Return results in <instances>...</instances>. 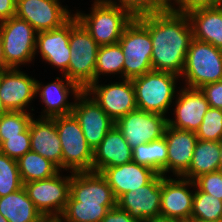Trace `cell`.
Listing matches in <instances>:
<instances>
[{
	"mask_svg": "<svg viewBox=\"0 0 222 222\" xmlns=\"http://www.w3.org/2000/svg\"><path fill=\"white\" fill-rule=\"evenodd\" d=\"M137 18L148 28L152 41V68L181 76L193 30L187 14L164 9Z\"/></svg>",
	"mask_w": 222,
	"mask_h": 222,
	"instance_id": "obj_1",
	"label": "cell"
},
{
	"mask_svg": "<svg viewBox=\"0 0 222 222\" xmlns=\"http://www.w3.org/2000/svg\"><path fill=\"white\" fill-rule=\"evenodd\" d=\"M88 14L76 10L74 16L99 46L117 44L134 16L125 8L93 0Z\"/></svg>",
	"mask_w": 222,
	"mask_h": 222,
	"instance_id": "obj_2",
	"label": "cell"
},
{
	"mask_svg": "<svg viewBox=\"0 0 222 222\" xmlns=\"http://www.w3.org/2000/svg\"><path fill=\"white\" fill-rule=\"evenodd\" d=\"M178 78L172 73L151 70L131 79L137 109L167 116L180 88L176 85L181 80Z\"/></svg>",
	"mask_w": 222,
	"mask_h": 222,
	"instance_id": "obj_3",
	"label": "cell"
},
{
	"mask_svg": "<svg viewBox=\"0 0 222 222\" xmlns=\"http://www.w3.org/2000/svg\"><path fill=\"white\" fill-rule=\"evenodd\" d=\"M70 60L64 74L85 90L94 82V72L99 45L73 15L70 18Z\"/></svg>",
	"mask_w": 222,
	"mask_h": 222,
	"instance_id": "obj_4",
	"label": "cell"
},
{
	"mask_svg": "<svg viewBox=\"0 0 222 222\" xmlns=\"http://www.w3.org/2000/svg\"><path fill=\"white\" fill-rule=\"evenodd\" d=\"M180 79L183 86L196 89L222 80V50L193 38Z\"/></svg>",
	"mask_w": 222,
	"mask_h": 222,
	"instance_id": "obj_5",
	"label": "cell"
},
{
	"mask_svg": "<svg viewBox=\"0 0 222 222\" xmlns=\"http://www.w3.org/2000/svg\"><path fill=\"white\" fill-rule=\"evenodd\" d=\"M62 147V169L68 172H91L93 150L86 142L78 120L71 113L55 117ZM70 170V171H69Z\"/></svg>",
	"mask_w": 222,
	"mask_h": 222,
	"instance_id": "obj_6",
	"label": "cell"
},
{
	"mask_svg": "<svg viewBox=\"0 0 222 222\" xmlns=\"http://www.w3.org/2000/svg\"><path fill=\"white\" fill-rule=\"evenodd\" d=\"M118 44L125 58L123 79H133L153 70L151 36L137 17L125 27Z\"/></svg>",
	"mask_w": 222,
	"mask_h": 222,
	"instance_id": "obj_7",
	"label": "cell"
},
{
	"mask_svg": "<svg viewBox=\"0 0 222 222\" xmlns=\"http://www.w3.org/2000/svg\"><path fill=\"white\" fill-rule=\"evenodd\" d=\"M36 34L34 28L16 16L0 22L3 54L9 68H20L35 60Z\"/></svg>",
	"mask_w": 222,
	"mask_h": 222,
	"instance_id": "obj_8",
	"label": "cell"
},
{
	"mask_svg": "<svg viewBox=\"0 0 222 222\" xmlns=\"http://www.w3.org/2000/svg\"><path fill=\"white\" fill-rule=\"evenodd\" d=\"M62 174L60 170L50 178L23 184L28 197L44 218L60 217L65 210L70 195L71 174Z\"/></svg>",
	"mask_w": 222,
	"mask_h": 222,
	"instance_id": "obj_9",
	"label": "cell"
},
{
	"mask_svg": "<svg viewBox=\"0 0 222 222\" xmlns=\"http://www.w3.org/2000/svg\"><path fill=\"white\" fill-rule=\"evenodd\" d=\"M99 84L95 81L85 91L116 122L124 115L137 109L135 90L131 79Z\"/></svg>",
	"mask_w": 222,
	"mask_h": 222,
	"instance_id": "obj_10",
	"label": "cell"
},
{
	"mask_svg": "<svg viewBox=\"0 0 222 222\" xmlns=\"http://www.w3.org/2000/svg\"><path fill=\"white\" fill-rule=\"evenodd\" d=\"M194 193V181L162 175L160 220L174 222L189 220L193 208Z\"/></svg>",
	"mask_w": 222,
	"mask_h": 222,
	"instance_id": "obj_11",
	"label": "cell"
},
{
	"mask_svg": "<svg viewBox=\"0 0 222 222\" xmlns=\"http://www.w3.org/2000/svg\"><path fill=\"white\" fill-rule=\"evenodd\" d=\"M168 116L136 109L121 117L115 126L131 148L164 136Z\"/></svg>",
	"mask_w": 222,
	"mask_h": 222,
	"instance_id": "obj_12",
	"label": "cell"
},
{
	"mask_svg": "<svg viewBox=\"0 0 222 222\" xmlns=\"http://www.w3.org/2000/svg\"><path fill=\"white\" fill-rule=\"evenodd\" d=\"M61 4L60 0H16L15 16L27 21L37 33L49 31L61 27L74 15Z\"/></svg>",
	"mask_w": 222,
	"mask_h": 222,
	"instance_id": "obj_13",
	"label": "cell"
},
{
	"mask_svg": "<svg viewBox=\"0 0 222 222\" xmlns=\"http://www.w3.org/2000/svg\"><path fill=\"white\" fill-rule=\"evenodd\" d=\"M73 101L72 114L78 120L86 142L94 150L115 122L85 90Z\"/></svg>",
	"mask_w": 222,
	"mask_h": 222,
	"instance_id": "obj_14",
	"label": "cell"
},
{
	"mask_svg": "<svg viewBox=\"0 0 222 222\" xmlns=\"http://www.w3.org/2000/svg\"><path fill=\"white\" fill-rule=\"evenodd\" d=\"M162 175L157 174L148 184L123 194L117 205L139 222L160 220Z\"/></svg>",
	"mask_w": 222,
	"mask_h": 222,
	"instance_id": "obj_15",
	"label": "cell"
},
{
	"mask_svg": "<svg viewBox=\"0 0 222 222\" xmlns=\"http://www.w3.org/2000/svg\"><path fill=\"white\" fill-rule=\"evenodd\" d=\"M173 118H168V126L196 132L202 123L203 117L210 108L205 94L201 89L179 88L172 104ZM175 107V108H174Z\"/></svg>",
	"mask_w": 222,
	"mask_h": 222,
	"instance_id": "obj_16",
	"label": "cell"
},
{
	"mask_svg": "<svg viewBox=\"0 0 222 222\" xmlns=\"http://www.w3.org/2000/svg\"><path fill=\"white\" fill-rule=\"evenodd\" d=\"M62 77H56L53 82L45 85L36 80L35 96H39L44 104L40 118H54L72 113L74 102H69L68 97L73 96L75 99L83 90L65 75Z\"/></svg>",
	"mask_w": 222,
	"mask_h": 222,
	"instance_id": "obj_17",
	"label": "cell"
},
{
	"mask_svg": "<svg viewBox=\"0 0 222 222\" xmlns=\"http://www.w3.org/2000/svg\"><path fill=\"white\" fill-rule=\"evenodd\" d=\"M21 70L10 68L0 73V98L8 111H34L33 107L27 109L36 97V79Z\"/></svg>",
	"mask_w": 222,
	"mask_h": 222,
	"instance_id": "obj_18",
	"label": "cell"
},
{
	"mask_svg": "<svg viewBox=\"0 0 222 222\" xmlns=\"http://www.w3.org/2000/svg\"><path fill=\"white\" fill-rule=\"evenodd\" d=\"M70 19L61 27L36 34L35 55L40 53L42 61L57 68L64 75L70 60Z\"/></svg>",
	"mask_w": 222,
	"mask_h": 222,
	"instance_id": "obj_19",
	"label": "cell"
},
{
	"mask_svg": "<svg viewBox=\"0 0 222 222\" xmlns=\"http://www.w3.org/2000/svg\"><path fill=\"white\" fill-rule=\"evenodd\" d=\"M164 137L167 143V173L182 177L189 169L194 148L198 140L195 132L166 127ZM171 171V172H170Z\"/></svg>",
	"mask_w": 222,
	"mask_h": 222,
	"instance_id": "obj_20",
	"label": "cell"
},
{
	"mask_svg": "<svg viewBox=\"0 0 222 222\" xmlns=\"http://www.w3.org/2000/svg\"><path fill=\"white\" fill-rule=\"evenodd\" d=\"M70 196L83 203L117 204L112 188L97 172H71Z\"/></svg>",
	"mask_w": 222,
	"mask_h": 222,
	"instance_id": "obj_21",
	"label": "cell"
},
{
	"mask_svg": "<svg viewBox=\"0 0 222 222\" xmlns=\"http://www.w3.org/2000/svg\"><path fill=\"white\" fill-rule=\"evenodd\" d=\"M100 173L112 188L117 200L123 194L145 186L157 175L151 168L133 161L120 166L105 168Z\"/></svg>",
	"mask_w": 222,
	"mask_h": 222,
	"instance_id": "obj_22",
	"label": "cell"
},
{
	"mask_svg": "<svg viewBox=\"0 0 222 222\" xmlns=\"http://www.w3.org/2000/svg\"><path fill=\"white\" fill-rule=\"evenodd\" d=\"M31 151L54 163L62 171V147L54 118H33L29 124Z\"/></svg>",
	"mask_w": 222,
	"mask_h": 222,
	"instance_id": "obj_23",
	"label": "cell"
},
{
	"mask_svg": "<svg viewBox=\"0 0 222 222\" xmlns=\"http://www.w3.org/2000/svg\"><path fill=\"white\" fill-rule=\"evenodd\" d=\"M132 162V148L114 125L93 150L92 171L100 173L105 168Z\"/></svg>",
	"mask_w": 222,
	"mask_h": 222,
	"instance_id": "obj_24",
	"label": "cell"
},
{
	"mask_svg": "<svg viewBox=\"0 0 222 222\" xmlns=\"http://www.w3.org/2000/svg\"><path fill=\"white\" fill-rule=\"evenodd\" d=\"M187 15L193 38L222 50V5L196 9Z\"/></svg>",
	"mask_w": 222,
	"mask_h": 222,
	"instance_id": "obj_25",
	"label": "cell"
},
{
	"mask_svg": "<svg viewBox=\"0 0 222 222\" xmlns=\"http://www.w3.org/2000/svg\"><path fill=\"white\" fill-rule=\"evenodd\" d=\"M0 214L9 222H40L44 218L24 187L0 197Z\"/></svg>",
	"mask_w": 222,
	"mask_h": 222,
	"instance_id": "obj_26",
	"label": "cell"
},
{
	"mask_svg": "<svg viewBox=\"0 0 222 222\" xmlns=\"http://www.w3.org/2000/svg\"><path fill=\"white\" fill-rule=\"evenodd\" d=\"M220 142L197 140L188 171L182 178L194 181L197 177L219 171Z\"/></svg>",
	"mask_w": 222,
	"mask_h": 222,
	"instance_id": "obj_27",
	"label": "cell"
},
{
	"mask_svg": "<svg viewBox=\"0 0 222 222\" xmlns=\"http://www.w3.org/2000/svg\"><path fill=\"white\" fill-rule=\"evenodd\" d=\"M167 143L162 138L132 148V161L167 177Z\"/></svg>",
	"mask_w": 222,
	"mask_h": 222,
	"instance_id": "obj_28",
	"label": "cell"
},
{
	"mask_svg": "<svg viewBox=\"0 0 222 222\" xmlns=\"http://www.w3.org/2000/svg\"><path fill=\"white\" fill-rule=\"evenodd\" d=\"M17 164L23 184L50 178L60 171L50 160L31 150L20 157Z\"/></svg>",
	"mask_w": 222,
	"mask_h": 222,
	"instance_id": "obj_29",
	"label": "cell"
},
{
	"mask_svg": "<svg viewBox=\"0 0 222 222\" xmlns=\"http://www.w3.org/2000/svg\"><path fill=\"white\" fill-rule=\"evenodd\" d=\"M116 205L78 202L69 195L60 218L63 222H101L107 212Z\"/></svg>",
	"mask_w": 222,
	"mask_h": 222,
	"instance_id": "obj_30",
	"label": "cell"
},
{
	"mask_svg": "<svg viewBox=\"0 0 222 222\" xmlns=\"http://www.w3.org/2000/svg\"><path fill=\"white\" fill-rule=\"evenodd\" d=\"M124 54L121 46L117 44L103 45L99 47L94 72V82L100 80V76L118 75L123 79ZM110 74V75H109Z\"/></svg>",
	"mask_w": 222,
	"mask_h": 222,
	"instance_id": "obj_31",
	"label": "cell"
},
{
	"mask_svg": "<svg viewBox=\"0 0 222 222\" xmlns=\"http://www.w3.org/2000/svg\"><path fill=\"white\" fill-rule=\"evenodd\" d=\"M191 218L202 221L222 222V200L201 192L195 186Z\"/></svg>",
	"mask_w": 222,
	"mask_h": 222,
	"instance_id": "obj_32",
	"label": "cell"
},
{
	"mask_svg": "<svg viewBox=\"0 0 222 222\" xmlns=\"http://www.w3.org/2000/svg\"><path fill=\"white\" fill-rule=\"evenodd\" d=\"M22 187L17 160L0 152V197L16 192Z\"/></svg>",
	"mask_w": 222,
	"mask_h": 222,
	"instance_id": "obj_33",
	"label": "cell"
},
{
	"mask_svg": "<svg viewBox=\"0 0 222 222\" xmlns=\"http://www.w3.org/2000/svg\"><path fill=\"white\" fill-rule=\"evenodd\" d=\"M198 140L222 141V109L209 108L195 132Z\"/></svg>",
	"mask_w": 222,
	"mask_h": 222,
	"instance_id": "obj_34",
	"label": "cell"
},
{
	"mask_svg": "<svg viewBox=\"0 0 222 222\" xmlns=\"http://www.w3.org/2000/svg\"><path fill=\"white\" fill-rule=\"evenodd\" d=\"M31 112L8 111L0 116V137L19 136L24 132L33 118Z\"/></svg>",
	"mask_w": 222,
	"mask_h": 222,
	"instance_id": "obj_35",
	"label": "cell"
},
{
	"mask_svg": "<svg viewBox=\"0 0 222 222\" xmlns=\"http://www.w3.org/2000/svg\"><path fill=\"white\" fill-rule=\"evenodd\" d=\"M127 9L134 17L166 9V0H102Z\"/></svg>",
	"mask_w": 222,
	"mask_h": 222,
	"instance_id": "obj_36",
	"label": "cell"
},
{
	"mask_svg": "<svg viewBox=\"0 0 222 222\" xmlns=\"http://www.w3.org/2000/svg\"><path fill=\"white\" fill-rule=\"evenodd\" d=\"M31 150L29 127L19 136L0 137V152L8 157L18 160Z\"/></svg>",
	"mask_w": 222,
	"mask_h": 222,
	"instance_id": "obj_37",
	"label": "cell"
},
{
	"mask_svg": "<svg viewBox=\"0 0 222 222\" xmlns=\"http://www.w3.org/2000/svg\"><path fill=\"white\" fill-rule=\"evenodd\" d=\"M194 184L201 192L222 200V171L203 174L194 180Z\"/></svg>",
	"mask_w": 222,
	"mask_h": 222,
	"instance_id": "obj_38",
	"label": "cell"
},
{
	"mask_svg": "<svg viewBox=\"0 0 222 222\" xmlns=\"http://www.w3.org/2000/svg\"><path fill=\"white\" fill-rule=\"evenodd\" d=\"M221 4L222 0H166L167 9L184 14L196 9L216 7Z\"/></svg>",
	"mask_w": 222,
	"mask_h": 222,
	"instance_id": "obj_39",
	"label": "cell"
},
{
	"mask_svg": "<svg viewBox=\"0 0 222 222\" xmlns=\"http://www.w3.org/2000/svg\"><path fill=\"white\" fill-rule=\"evenodd\" d=\"M211 108L222 109V80L209 83L200 88Z\"/></svg>",
	"mask_w": 222,
	"mask_h": 222,
	"instance_id": "obj_40",
	"label": "cell"
},
{
	"mask_svg": "<svg viewBox=\"0 0 222 222\" xmlns=\"http://www.w3.org/2000/svg\"><path fill=\"white\" fill-rule=\"evenodd\" d=\"M101 222H139L132 218L129 213L121 209L118 205L111 208Z\"/></svg>",
	"mask_w": 222,
	"mask_h": 222,
	"instance_id": "obj_41",
	"label": "cell"
},
{
	"mask_svg": "<svg viewBox=\"0 0 222 222\" xmlns=\"http://www.w3.org/2000/svg\"><path fill=\"white\" fill-rule=\"evenodd\" d=\"M16 14V0H0V22L14 17Z\"/></svg>",
	"mask_w": 222,
	"mask_h": 222,
	"instance_id": "obj_42",
	"label": "cell"
},
{
	"mask_svg": "<svg viewBox=\"0 0 222 222\" xmlns=\"http://www.w3.org/2000/svg\"><path fill=\"white\" fill-rule=\"evenodd\" d=\"M10 68L7 66L4 54H3V42L0 35V73L6 70H9Z\"/></svg>",
	"mask_w": 222,
	"mask_h": 222,
	"instance_id": "obj_43",
	"label": "cell"
},
{
	"mask_svg": "<svg viewBox=\"0 0 222 222\" xmlns=\"http://www.w3.org/2000/svg\"><path fill=\"white\" fill-rule=\"evenodd\" d=\"M40 222H63L60 217H47L43 218Z\"/></svg>",
	"mask_w": 222,
	"mask_h": 222,
	"instance_id": "obj_44",
	"label": "cell"
},
{
	"mask_svg": "<svg viewBox=\"0 0 222 222\" xmlns=\"http://www.w3.org/2000/svg\"><path fill=\"white\" fill-rule=\"evenodd\" d=\"M7 112H8V110L6 109V107L4 106V104H3V102H2V99L0 98V116H1L2 114L7 113Z\"/></svg>",
	"mask_w": 222,
	"mask_h": 222,
	"instance_id": "obj_45",
	"label": "cell"
},
{
	"mask_svg": "<svg viewBox=\"0 0 222 222\" xmlns=\"http://www.w3.org/2000/svg\"><path fill=\"white\" fill-rule=\"evenodd\" d=\"M219 170L222 171V141L220 142V166Z\"/></svg>",
	"mask_w": 222,
	"mask_h": 222,
	"instance_id": "obj_46",
	"label": "cell"
},
{
	"mask_svg": "<svg viewBox=\"0 0 222 222\" xmlns=\"http://www.w3.org/2000/svg\"><path fill=\"white\" fill-rule=\"evenodd\" d=\"M186 222H209V221H202V220H199V219H196V218H190Z\"/></svg>",
	"mask_w": 222,
	"mask_h": 222,
	"instance_id": "obj_47",
	"label": "cell"
},
{
	"mask_svg": "<svg viewBox=\"0 0 222 222\" xmlns=\"http://www.w3.org/2000/svg\"><path fill=\"white\" fill-rule=\"evenodd\" d=\"M0 222H9V221L0 214Z\"/></svg>",
	"mask_w": 222,
	"mask_h": 222,
	"instance_id": "obj_48",
	"label": "cell"
},
{
	"mask_svg": "<svg viewBox=\"0 0 222 222\" xmlns=\"http://www.w3.org/2000/svg\"><path fill=\"white\" fill-rule=\"evenodd\" d=\"M147 222H174V221H166V220H153V221H147Z\"/></svg>",
	"mask_w": 222,
	"mask_h": 222,
	"instance_id": "obj_49",
	"label": "cell"
}]
</instances>
